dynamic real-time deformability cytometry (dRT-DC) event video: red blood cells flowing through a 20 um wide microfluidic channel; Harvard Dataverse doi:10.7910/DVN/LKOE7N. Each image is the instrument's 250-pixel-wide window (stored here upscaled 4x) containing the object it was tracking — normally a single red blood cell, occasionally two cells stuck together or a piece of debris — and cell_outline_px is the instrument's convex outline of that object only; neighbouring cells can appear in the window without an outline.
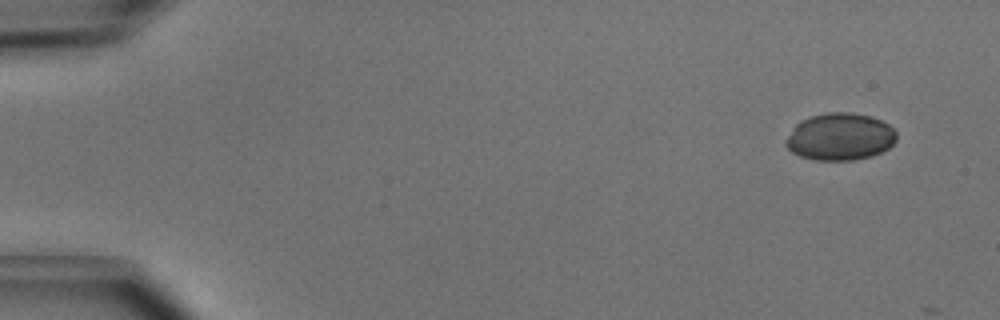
{"species": "common noctule bat (a hibernating species)", "species_latin": "Nyctalus noctula", "temperature_condition": "cold", "stored_images_in_passage": 3, "camera_frame_rate_fps": 3000, "um_per_image_px": 0.085, "animal": {"sex": "male", "body_mass_g": 15.6}, "frame": {"image": 1, "passage_image": 1, "time_ms": 0.0, "image_size_px": [1000, 320], "cell_outline_px": [[896, 140], [888, 148], [872, 156], [852, 160], [816, 160], [800, 156], [792, 152], [784, 144], [784, 140], [792, 128], [800, 120], [812, 116], [828, 112], [852, 112], [868, 116], [880, 120], [888, 124], [896, 132]], "centroid_in_image_um": [71.37, 11.62], "position_along_channel_um": 13.6, "area_um2": 30.46}}